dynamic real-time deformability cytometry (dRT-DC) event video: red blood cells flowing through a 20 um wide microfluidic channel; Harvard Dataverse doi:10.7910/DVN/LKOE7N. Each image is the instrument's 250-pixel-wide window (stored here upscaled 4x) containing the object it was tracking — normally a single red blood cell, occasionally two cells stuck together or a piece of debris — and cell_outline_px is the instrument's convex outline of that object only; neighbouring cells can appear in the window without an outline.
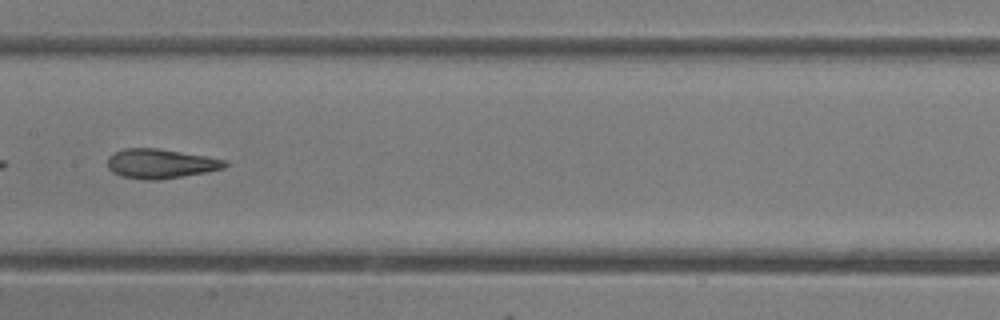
{"species": "common noctule bat (a hibernating species)", "species_latin": "Nyctalus noctula", "temperature_condition": "room temperature", "stored_images_in_passage": 40, "camera_frame_rate_fps": 3000, "um_per_image_px": 0.085, "animal": {"sex": "female"}, "frame": {"image": 1, "passage_image": 18, "time_ms": 5.667, "image_size_px": [1000, 320], "cell_outline_px": [[228, 164], [224, 168], [208, 172], [184, 176], [156, 180], [144, 180], [120, 176], [112, 172], [108, 168], [108, 156], [124, 148], [156, 148], [228, 160]], "centroid_in_image_um": [13.64, 13.92], "position_along_channel_um": 193.8, "area_um2": 20.17}}
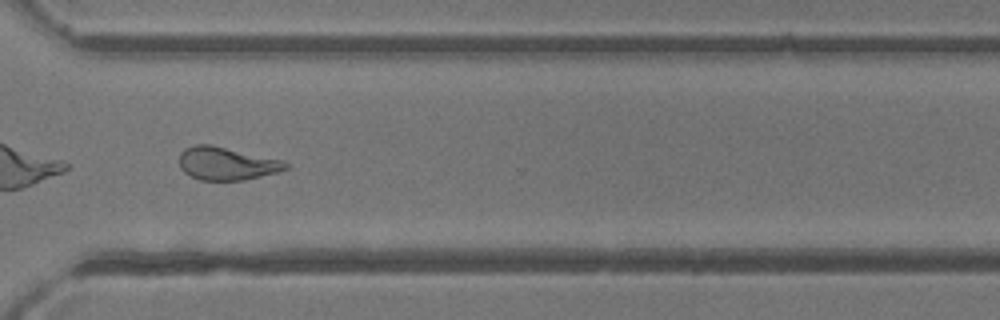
{"frame": {"image": 2, "passage_image": 29, "time_ms": 9.333, "image_size_px": [1000, 320], "cell_outline_px": [[288, 168], [276, 172], [244, 180], [200, 180], [184, 172], [180, 168], [180, 152], [184, 148], [196, 144], [212, 144], [284, 160], [288, 164]], "centroid_in_image_um": [19.25, 13.88], "position_along_channel_um": 351.3, "area_um2": 20.52}, "authors_computed_cell_mechanics": {"area_um2": 20.9236, "velocity_mm_per_s": 4.3134, "shape_relaxation_time_tau1_ms": null, "shape_relaxation_time_tau2_ms": 1.9364, "deformation_change_tau1": null, "deformation_change_tau2": 0.1004}}